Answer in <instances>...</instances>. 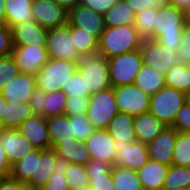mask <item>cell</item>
Listing matches in <instances>:
<instances>
[{
  "label": "cell",
  "mask_w": 190,
  "mask_h": 190,
  "mask_svg": "<svg viewBox=\"0 0 190 190\" xmlns=\"http://www.w3.org/2000/svg\"><path fill=\"white\" fill-rule=\"evenodd\" d=\"M189 15L172 4L158 7L154 34L149 38L156 40L172 51H178L183 27L189 22Z\"/></svg>",
  "instance_id": "obj_1"
},
{
  "label": "cell",
  "mask_w": 190,
  "mask_h": 190,
  "mask_svg": "<svg viewBox=\"0 0 190 190\" xmlns=\"http://www.w3.org/2000/svg\"><path fill=\"white\" fill-rule=\"evenodd\" d=\"M142 41L134 25L105 27L98 39L97 54L108 59L140 49Z\"/></svg>",
  "instance_id": "obj_2"
},
{
  "label": "cell",
  "mask_w": 190,
  "mask_h": 190,
  "mask_svg": "<svg viewBox=\"0 0 190 190\" xmlns=\"http://www.w3.org/2000/svg\"><path fill=\"white\" fill-rule=\"evenodd\" d=\"M79 61L49 59L38 71L36 85L46 93L62 90L69 78L78 71Z\"/></svg>",
  "instance_id": "obj_3"
},
{
  "label": "cell",
  "mask_w": 190,
  "mask_h": 190,
  "mask_svg": "<svg viewBox=\"0 0 190 190\" xmlns=\"http://www.w3.org/2000/svg\"><path fill=\"white\" fill-rule=\"evenodd\" d=\"M186 93L164 86L151 96L149 112L171 127L177 112L185 104Z\"/></svg>",
  "instance_id": "obj_4"
},
{
  "label": "cell",
  "mask_w": 190,
  "mask_h": 190,
  "mask_svg": "<svg viewBox=\"0 0 190 190\" xmlns=\"http://www.w3.org/2000/svg\"><path fill=\"white\" fill-rule=\"evenodd\" d=\"M107 61L111 87L134 84L143 65L140 49L108 58Z\"/></svg>",
  "instance_id": "obj_5"
},
{
  "label": "cell",
  "mask_w": 190,
  "mask_h": 190,
  "mask_svg": "<svg viewBox=\"0 0 190 190\" xmlns=\"http://www.w3.org/2000/svg\"><path fill=\"white\" fill-rule=\"evenodd\" d=\"M117 113H119V107L115 101L113 87L93 93L89 97L86 116L94 129L106 130Z\"/></svg>",
  "instance_id": "obj_6"
},
{
  "label": "cell",
  "mask_w": 190,
  "mask_h": 190,
  "mask_svg": "<svg viewBox=\"0 0 190 190\" xmlns=\"http://www.w3.org/2000/svg\"><path fill=\"white\" fill-rule=\"evenodd\" d=\"M78 71L91 94L111 87L107 58L99 54L81 57Z\"/></svg>",
  "instance_id": "obj_7"
},
{
  "label": "cell",
  "mask_w": 190,
  "mask_h": 190,
  "mask_svg": "<svg viewBox=\"0 0 190 190\" xmlns=\"http://www.w3.org/2000/svg\"><path fill=\"white\" fill-rule=\"evenodd\" d=\"M72 42L71 25L68 22L49 29L46 42L49 59L80 61L81 56Z\"/></svg>",
  "instance_id": "obj_8"
},
{
  "label": "cell",
  "mask_w": 190,
  "mask_h": 190,
  "mask_svg": "<svg viewBox=\"0 0 190 190\" xmlns=\"http://www.w3.org/2000/svg\"><path fill=\"white\" fill-rule=\"evenodd\" d=\"M140 52L144 65L150 66L164 75L171 67L180 63L177 51H172L156 40L143 39Z\"/></svg>",
  "instance_id": "obj_9"
},
{
  "label": "cell",
  "mask_w": 190,
  "mask_h": 190,
  "mask_svg": "<svg viewBox=\"0 0 190 190\" xmlns=\"http://www.w3.org/2000/svg\"><path fill=\"white\" fill-rule=\"evenodd\" d=\"M120 113L132 116L149 112L151 96L135 84L113 87Z\"/></svg>",
  "instance_id": "obj_10"
},
{
  "label": "cell",
  "mask_w": 190,
  "mask_h": 190,
  "mask_svg": "<svg viewBox=\"0 0 190 190\" xmlns=\"http://www.w3.org/2000/svg\"><path fill=\"white\" fill-rule=\"evenodd\" d=\"M11 57L20 72L35 76L49 60L46 46H13Z\"/></svg>",
  "instance_id": "obj_11"
},
{
  "label": "cell",
  "mask_w": 190,
  "mask_h": 190,
  "mask_svg": "<svg viewBox=\"0 0 190 190\" xmlns=\"http://www.w3.org/2000/svg\"><path fill=\"white\" fill-rule=\"evenodd\" d=\"M33 19L45 29H52L67 23L68 12L55 0H33Z\"/></svg>",
  "instance_id": "obj_12"
},
{
  "label": "cell",
  "mask_w": 190,
  "mask_h": 190,
  "mask_svg": "<svg viewBox=\"0 0 190 190\" xmlns=\"http://www.w3.org/2000/svg\"><path fill=\"white\" fill-rule=\"evenodd\" d=\"M67 22L93 35L97 40L105 30L103 15L96 13L81 3L68 12Z\"/></svg>",
  "instance_id": "obj_13"
},
{
  "label": "cell",
  "mask_w": 190,
  "mask_h": 190,
  "mask_svg": "<svg viewBox=\"0 0 190 190\" xmlns=\"http://www.w3.org/2000/svg\"><path fill=\"white\" fill-rule=\"evenodd\" d=\"M114 142V138L107 130L95 129L85 144L91 159L101 160L114 166L117 157V152L112 146Z\"/></svg>",
  "instance_id": "obj_14"
},
{
  "label": "cell",
  "mask_w": 190,
  "mask_h": 190,
  "mask_svg": "<svg viewBox=\"0 0 190 190\" xmlns=\"http://www.w3.org/2000/svg\"><path fill=\"white\" fill-rule=\"evenodd\" d=\"M0 145L10 166L36 148L18 129H6L0 133Z\"/></svg>",
  "instance_id": "obj_15"
},
{
  "label": "cell",
  "mask_w": 190,
  "mask_h": 190,
  "mask_svg": "<svg viewBox=\"0 0 190 190\" xmlns=\"http://www.w3.org/2000/svg\"><path fill=\"white\" fill-rule=\"evenodd\" d=\"M149 160L148 146L142 142H124L123 146H118L115 164L133 171L141 169Z\"/></svg>",
  "instance_id": "obj_16"
},
{
  "label": "cell",
  "mask_w": 190,
  "mask_h": 190,
  "mask_svg": "<svg viewBox=\"0 0 190 190\" xmlns=\"http://www.w3.org/2000/svg\"><path fill=\"white\" fill-rule=\"evenodd\" d=\"M36 87L35 75L20 72L5 83L0 93L7 101L29 102Z\"/></svg>",
  "instance_id": "obj_17"
},
{
  "label": "cell",
  "mask_w": 190,
  "mask_h": 190,
  "mask_svg": "<svg viewBox=\"0 0 190 190\" xmlns=\"http://www.w3.org/2000/svg\"><path fill=\"white\" fill-rule=\"evenodd\" d=\"M176 139L177 130L166 127L153 141L147 144L149 159L170 166Z\"/></svg>",
  "instance_id": "obj_18"
},
{
  "label": "cell",
  "mask_w": 190,
  "mask_h": 190,
  "mask_svg": "<svg viewBox=\"0 0 190 190\" xmlns=\"http://www.w3.org/2000/svg\"><path fill=\"white\" fill-rule=\"evenodd\" d=\"M11 29L13 46H46L48 29L34 20L15 25Z\"/></svg>",
  "instance_id": "obj_19"
},
{
  "label": "cell",
  "mask_w": 190,
  "mask_h": 190,
  "mask_svg": "<svg viewBox=\"0 0 190 190\" xmlns=\"http://www.w3.org/2000/svg\"><path fill=\"white\" fill-rule=\"evenodd\" d=\"M18 130L36 148H51L48 125L46 118L40 115H33L23 122Z\"/></svg>",
  "instance_id": "obj_20"
},
{
  "label": "cell",
  "mask_w": 190,
  "mask_h": 190,
  "mask_svg": "<svg viewBox=\"0 0 190 190\" xmlns=\"http://www.w3.org/2000/svg\"><path fill=\"white\" fill-rule=\"evenodd\" d=\"M106 130L115 140L112 146L116 152H118V146H123L124 142L137 141L133 127V116L127 113H117Z\"/></svg>",
  "instance_id": "obj_21"
},
{
  "label": "cell",
  "mask_w": 190,
  "mask_h": 190,
  "mask_svg": "<svg viewBox=\"0 0 190 190\" xmlns=\"http://www.w3.org/2000/svg\"><path fill=\"white\" fill-rule=\"evenodd\" d=\"M112 168L113 165L110 163L91 159L85 165L89 177V186L93 190H115Z\"/></svg>",
  "instance_id": "obj_22"
},
{
  "label": "cell",
  "mask_w": 190,
  "mask_h": 190,
  "mask_svg": "<svg viewBox=\"0 0 190 190\" xmlns=\"http://www.w3.org/2000/svg\"><path fill=\"white\" fill-rule=\"evenodd\" d=\"M133 127L138 142L153 141L167 126L150 112L133 116Z\"/></svg>",
  "instance_id": "obj_23"
},
{
  "label": "cell",
  "mask_w": 190,
  "mask_h": 190,
  "mask_svg": "<svg viewBox=\"0 0 190 190\" xmlns=\"http://www.w3.org/2000/svg\"><path fill=\"white\" fill-rule=\"evenodd\" d=\"M56 161V151L54 148L40 150L39 158H36L35 176L26 183L30 189L41 190L47 180L53 174Z\"/></svg>",
  "instance_id": "obj_24"
},
{
  "label": "cell",
  "mask_w": 190,
  "mask_h": 190,
  "mask_svg": "<svg viewBox=\"0 0 190 190\" xmlns=\"http://www.w3.org/2000/svg\"><path fill=\"white\" fill-rule=\"evenodd\" d=\"M169 166L157 161L148 160L137 171L143 190H163V183Z\"/></svg>",
  "instance_id": "obj_25"
},
{
  "label": "cell",
  "mask_w": 190,
  "mask_h": 190,
  "mask_svg": "<svg viewBox=\"0 0 190 190\" xmlns=\"http://www.w3.org/2000/svg\"><path fill=\"white\" fill-rule=\"evenodd\" d=\"M51 148H55L59 143L70 142L75 139L69 115L61 114L46 118Z\"/></svg>",
  "instance_id": "obj_26"
},
{
  "label": "cell",
  "mask_w": 190,
  "mask_h": 190,
  "mask_svg": "<svg viewBox=\"0 0 190 190\" xmlns=\"http://www.w3.org/2000/svg\"><path fill=\"white\" fill-rule=\"evenodd\" d=\"M33 0H5L6 25H15L33 21L31 12Z\"/></svg>",
  "instance_id": "obj_27"
},
{
  "label": "cell",
  "mask_w": 190,
  "mask_h": 190,
  "mask_svg": "<svg viewBox=\"0 0 190 190\" xmlns=\"http://www.w3.org/2000/svg\"><path fill=\"white\" fill-rule=\"evenodd\" d=\"M134 84L143 92L152 96L166 86L165 75L143 64L134 80Z\"/></svg>",
  "instance_id": "obj_28"
},
{
  "label": "cell",
  "mask_w": 190,
  "mask_h": 190,
  "mask_svg": "<svg viewBox=\"0 0 190 190\" xmlns=\"http://www.w3.org/2000/svg\"><path fill=\"white\" fill-rule=\"evenodd\" d=\"M54 150L59 157L65 158L70 163H77L85 166L91 160L85 142L76 139L67 143L61 142Z\"/></svg>",
  "instance_id": "obj_29"
},
{
  "label": "cell",
  "mask_w": 190,
  "mask_h": 190,
  "mask_svg": "<svg viewBox=\"0 0 190 190\" xmlns=\"http://www.w3.org/2000/svg\"><path fill=\"white\" fill-rule=\"evenodd\" d=\"M33 115L29 102L7 101L2 119L7 129H18L23 122Z\"/></svg>",
  "instance_id": "obj_30"
},
{
  "label": "cell",
  "mask_w": 190,
  "mask_h": 190,
  "mask_svg": "<svg viewBox=\"0 0 190 190\" xmlns=\"http://www.w3.org/2000/svg\"><path fill=\"white\" fill-rule=\"evenodd\" d=\"M105 27L120 25H134L135 13L131 6L124 0L117 3L103 15Z\"/></svg>",
  "instance_id": "obj_31"
},
{
  "label": "cell",
  "mask_w": 190,
  "mask_h": 190,
  "mask_svg": "<svg viewBox=\"0 0 190 190\" xmlns=\"http://www.w3.org/2000/svg\"><path fill=\"white\" fill-rule=\"evenodd\" d=\"M40 149L29 152L11 166L10 177L22 183H27L35 176L36 158H39Z\"/></svg>",
  "instance_id": "obj_32"
},
{
  "label": "cell",
  "mask_w": 190,
  "mask_h": 190,
  "mask_svg": "<svg viewBox=\"0 0 190 190\" xmlns=\"http://www.w3.org/2000/svg\"><path fill=\"white\" fill-rule=\"evenodd\" d=\"M112 180L115 190H143L136 171L114 165Z\"/></svg>",
  "instance_id": "obj_33"
},
{
  "label": "cell",
  "mask_w": 190,
  "mask_h": 190,
  "mask_svg": "<svg viewBox=\"0 0 190 190\" xmlns=\"http://www.w3.org/2000/svg\"><path fill=\"white\" fill-rule=\"evenodd\" d=\"M71 35L77 53L81 57L97 54L98 40L91 34L71 25Z\"/></svg>",
  "instance_id": "obj_34"
},
{
  "label": "cell",
  "mask_w": 190,
  "mask_h": 190,
  "mask_svg": "<svg viewBox=\"0 0 190 190\" xmlns=\"http://www.w3.org/2000/svg\"><path fill=\"white\" fill-rule=\"evenodd\" d=\"M166 86L175 88L184 93L190 92V72L184 63H179L165 74Z\"/></svg>",
  "instance_id": "obj_35"
},
{
  "label": "cell",
  "mask_w": 190,
  "mask_h": 190,
  "mask_svg": "<svg viewBox=\"0 0 190 190\" xmlns=\"http://www.w3.org/2000/svg\"><path fill=\"white\" fill-rule=\"evenodd\" d=\"M158 7L147 8L135 14L134 26L143 39H149L154 34Z\"/></svg>",
  "instance_id": "obj_36"
},
{
  "label": "cell",
  "mask_w": 190,
  "mask_h": 190,
  "mask_svg": "<svg viewBox=\"0 0 190 190\" xmlns=\"http://www.w3.org/2000/svg\"><path fill=\"white\" fill-rule=\"evenodd\" d=\"M70 162L65 158L59 157L56 153V161L53 174L41 190H70L65 173Z\"/></svg>",
  "instance_id": "obj_37"
},
{
  "label": "cell",
  "mask_w": 190,
  "mask_h": 190,
  "mask_svg": "<svg viewBox=\"0 0 190 190\" xmlns=\"http://www.w3.org/2000/svg\"><path fill=\"white\" fill-rule=\"evenodd\" d=\"M190 183V167L170 165L163 183V190L187 188Z\"/></svg>",
  "instance_id": "obj_38"
},
{
  "label": "cell",
  "mask_w": 190,
  "mask_h": 190,
  "mask_svg": "<svg viewBox=\"0 0 190 190\" xmlns=\"http://www.w3.org/2000/svg\"><path fill=\"white\" fill-rule=\"evenodd\" d=\"M171 165L190 167V132L177 131Z\"/></svg>",
  "instance_id": "obj_39"
},
{
  "label": "cell",
  "mask_w": 190,
  "mask_h": 190,
  "mask_svg": "<svg viewBox=\"0 0 190 190\" xmlns=\"http://www.w3.org/2000/svg\"><path fill=\"white\" fill-rule=\"evenodd\" d=\"M67 95L62 91H53L47 93L44 101V117L49 118L64 114Z\"/></svg>",
  "instance_id": "obj_40"
},
{
  "label": "cell",
  "mask_w": 190,
  "mask_h": 190,
  "mask_svg": "<svg viewBox=\"0 0 190 190\" xmlns=\"http://www.w3.org/2000/svg\"><path fill=\"white\" fill-rule=\"evenodd\" d=\"M65 178L68 182L70 190H79L83 186L89 184V177L85 166L77 163L69 164L65 173Z\"/></svg>",
  "instance_id": "obj_41"
},
{
  "label": "cell",
  "mask_w": 190,
  "mask_h": 190,
  "mask_svg": "<svg viewBox=\"0 0 190 190\" xmlns=\"http://www.w3.org/2000/svg\"><path fill=\"white\" fill-rule=\"evenodd\" d=\"M72 124L73 135L76 140L85 142L95 130L91 122L87 119L86 114L69 116Z\"/></svg>",
  "instance_id": "obj_42"
},
{
  "label": "cell",
  "mask_w": 190,
  "mask_h": 190,
  "mask_svg": "<svg viewBox=\"0 0 190 190\" xmlns=\"http://www.w3.org/2000/svg\"><path fill=\"white\" fill-rule=\"evenodd\" d=\"M62 91L67 96L73 97H90L91 93L88 88H86V83L84 77L81 75L79 71L74 73L69 80L64 84Z\"/></svg>",
  "instance_id": "obj_43"
},
{
  "label": "cell",
  "mask_w": 190,
  "mask_h": 190,
  "mask_svg": "<svg viewBox=\"0 0 190 190\" xmlns=\"http://www.w3.org/2000/svg\"><path fill=\"white\" fill-rule=\"evenodd\" d=\"M20 73L18 66L11 55L0 58V92L7 81Z\"/></svg>",
  "instance_id": "obj_44"
},
{
  "label": "cell",
  "mask_w": 190,
  "mask_h": 190,
  "mask_svg": "<svg viewBox=\"0 0 190 190\" xmlns=\"http://www.w3.org/2000/svg\"><path fill=\"white\" fill-rule=\"evenodd\" d=\"M89 97L67 96L64 113L66 115H84L88 111Z\"/></svg>",
  "instance_id": "obj_45"
},
{
  "label": "cell",
  "mask_w": 190,
  "mask_h": 190,
  "mask_svg": "<svg viewBox=\"0 0 190 190\" xmlns=\"http://www.w3.org/2000/svg\"><path fill=\"white\" fill-rule=\"evenodd\" d=\"M171 127L179 132H190V105L186 102L177 112Z\"/></svg>",
  "instance_id": "obj_46"
},
{
  "label": "cell",
  "mask_w": 190,
  "mask_h": 190,
  "mask_svg": "<svg viewBox=\"0 0 190 190\" xmlns=\"http://www.w3.org/2000/svg\"><path fill=\"white\" fill-rule=\"evenodd\" d=\"M177 53L180 63L190 61V21L183 27Z\"/></svg>",
  "instance_id": "obj_47"
},
{
  "label": "cell",
  "mask_w": 190,
  "mask_h": 190,
  "mask_svg": "<svg viewBox=\"0 0 190 190\" xmlns=\"http://www.w3.org/2000/svg\"><path fill=\"white\" fill-rule=\"evenodd\" d=\"M12 50V29L7 25H0V58L11 55Z\"/></svg>",
  "instance_id": "obj_48"
},
{
  "label": "cell",
  "mask_w": 190,
  "mask_h": 190,
  "mask_svg": "<svg viewBox=\"0 0 190 190\" xmlns=\"http://www.w3.org/2000/svg\"><path fill=\"white\" fill-rule=\"evenodd\" d=\"M46 97V92L39 89L38 87L35 88L29 100V104L34 115H40L44 117V101Z\"/></svg>",
  "instance_id": "obj_49"
},
{
  "label": "cell",
  "mask_w": 190,
  "mask_h": 190,
  "mask_svg": "<svg viewBox=\"0 0 190 190\" xmlns=\"http://www.w3.org/2000/svg\"><path fill=\"white\" fill-rule=\"evenodd\" d=\"M118 0H80V3L91 8L96 13L104 15L109 11Z\"/></svg>",
  "instance_id": "obj_50"
},
{
  "label": "cell",
  "mask_w": 190,
  "mask_h": 190,
  "mask_svg": "<svg viewBox=\"0 0 190 190\" xmlns=\"http://www.w3.org/2000/svg\"><path fill=\"white\" fill-rule=\"evenodd\" d=\"M25 183L19 182L11 177L2 178L0 180V190H27Z\"/></svg>",
  "instance_id": "obj_51"
},
{
  "label": "cell",
  "mask_w": 190,
  "mask_h": 190,
  "mask_svg": "<svg viewBox=\"0 0 190 190\" xmlns=\"http://www.w3.org/2000/svg\"><path fill=\"white\" fill-rule=\"evenodd\" d=\"M124 1H126L131 6L135 14L144 9L158 6L155 0H124Z\"/></svg>",
  "instance_id": "obj_52"
},
{
  "label": "cell",
  "mask_w": 190,
  "mask_h": 190,
  "mask_svg": "<svg viewBox=\"0 0 190 190\" xmlns=\"http://www.w3.org/2000/svg\"><path fill=\"white\" fill-rule=\"evenodd\" d=\"M11 166L6 158L4 149L0 145V177L7 178L10 177Z\"/></svg>",
  "instance_id": "obj_53"
},
{
  "label": "cell",
  "mask_w": 190,
  "mask_h": 190,
  "mask_svg": "<svg viewBox=\"0 0 190 190\" xmlns=\"http://www.w3.org/2000/svg\"><path fill=\"white\" fill-rule=\"evenodd\" d=\"M170 4L190 15V0H171Z\"/></svg>",
  "instance_id": "obj_54"
},
{
  "label": "cell",
  "mask_w": 190,
  "mask_h": 190,
  "mask_svg": "<svg viewBox=\"0 0 190 190\" xmlns=\"http://www.w3.org/2000/svg\"><path fill=\"white\" fill-rule=\"evenodd\" d=\"M67 12L80 3V0H55Z\"/></svg>",
  "instance_id": "obj_55"
},
{
  "label": "cell",
  "mask_w": 190,
  "mask_h": 190,
  "mask_svg": "<svg viewBox=\"0 0 190 190\" xmlns=\"http://www.w3.org/2000/svg\"><path fill=\"white\" fill-rule=\"evenodd\" d=\"M0 25H6L5 0H0Z\"/></svg>",
  "instance_id": "obj_56"
},
{
  "label": "cell",
  "mask_w": 190,
  "mask_h": 190,
  "mask_svg": "<svg viewBox=\"0 0 190 190\" xmlns=\"http://www.w3.org/2000/svg\"><path fill=\"white\" fill-rule=\"evenodd\" d=\"M5 105H7V100L0 93V118H3V114L5 112Z\"/></svg>",
  "instance_id": "obj_57"
},
{
  "label": "cell",
  "mask_w": 190,
  "mask_h": 190,
  "mask_svg": "<svg viewBox=\"0 0 190 190\" xmlns=\"http://www.w3.org/2000/svg\"><path fill=\"white\" fill-rule=\"evenodd\" d=\"M170 1H171V0H155L156 4H157L158 6L170 4Z\"/></svg>",
  "instance_id": "obj_58"
},
{
  "label": "cell",
  "mask_w": 190,
  "mask_h": 190,
  "mask_svg": "<svg viewBox=\"0 0 190 190\" xmlns=\"http://www.w3.org/2000/svg\"><path fill=\"white\" fill-rule=\"evenodd\" d=\"M6 129L7 128H6V126H5L4 122H3V119L0 118V133L2 131L6 130Z\"/></svg>",
  "instance_id": "obj_59"
},
{
  "label": "cell",
  "mask_w": 190,
  "mask_h": 190,
  "mask_svg": "<svg viewBox=\"0 0 190 190\" xmlns=\"http://www.w3.org/2000/svg\"><path fill=\"white\" fill-rule=\"evenodd\" d=\"M185 102H186L188 105H190V92H187V93H186Z\"/></svg>",
  "instance_id": "obj_60"
},
{
  "label": "cell",
  "mask_w": 190,
  "mask_h": 190,
  "mask_svg": "<svg viewBox=\"0 0 190 190\" xmlns=\"http://www.w3.org/2000/svg\"><path fill=\"white\" fill-rule=\"evenodd\" d=\"M79 190H93L90 186H89V184L88 185H85V186H83L81 189H79Z\"/></svg>",
  "instance_id": "obj_61"
},
{
  "label": "cell",
  "mask_w": 190,
  "mask_h": 190,
  "mask_svg": "<svg viewBox=\"0 0 190 190\" xmlns=\"http://www.w3.org/2000/svg\"><path fill=\"white\" fill-rule=\"evenodd\" d=\"M185 66L187 67L188 71L190 72V61H187L186 63H184Z\"/></svg>",
  "instance_id": "obj_62"
},
{
  "label": "cell",
  "mask_w": 190,
  "mask_h": 190,
  "mask_svg": "<svg viewBox=\"0 0 190 190\" xmlns=\"http://www.w3.org/2000/svg\"><path fill=\"white\" fill-rule=\"evenodd\" d=\"M172 190H186V188L172 189Z\"/></svg>",
  "instance_id": "obj_63"
},
{
  "label": "cell",
  "mask_w": 190,
  "mask_h": 190,
  "mask_svg": "<svg viewBox=\"0 0 190 190\" xmlns=\"http://www.w3.org/2000/svg\"><path fill=\"white\" fill-rule=\"evenodd\" d=\"M186 190H190V183H189V185L187 186Z\"/></svg>",
  "instance_id": "obj_64"
}]
</instances>
